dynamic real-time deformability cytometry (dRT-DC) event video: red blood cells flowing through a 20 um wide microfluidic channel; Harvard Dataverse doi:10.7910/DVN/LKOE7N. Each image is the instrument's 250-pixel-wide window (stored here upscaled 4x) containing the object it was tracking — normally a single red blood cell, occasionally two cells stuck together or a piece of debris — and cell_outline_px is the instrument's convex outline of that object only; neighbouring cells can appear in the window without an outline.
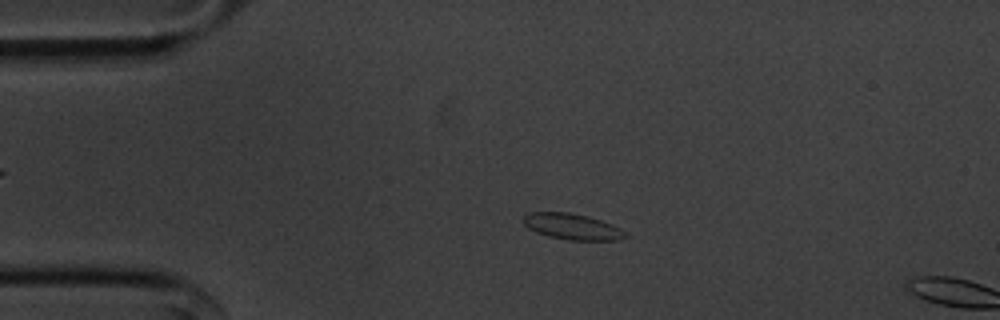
{"species": "common noctule bat (a hibernating species)", "species_latin": "Nyctalus noctula", "temperature_condition": "cold", "stored_images_in_passage": 13, "segment_of_instrument_passage": [1, 2], "camera_frame_rate_fps": 3000, "um_per_image_px": 0.085, "animal": {"sex": "male", "body_mass_g": 20.1, "forearm_length_mm": 53.5}, "frame": {"image": 1, "passage_image": 11, "time_ms": 3.333, "image_size_px": [1000, 320], "cell_outline_px": [[628, 236], [620, 240], [568, 240], [548, 236], [536, 232], [528, 228], [524, 224], [524, 216], [528, 212], [568, 212], [588, 216], [612, 224], [620, 228]], "centroid_in_image_um": [48.64, 19.26], "position_along_channel_um": 36.4, "area_um2": 15.43}}